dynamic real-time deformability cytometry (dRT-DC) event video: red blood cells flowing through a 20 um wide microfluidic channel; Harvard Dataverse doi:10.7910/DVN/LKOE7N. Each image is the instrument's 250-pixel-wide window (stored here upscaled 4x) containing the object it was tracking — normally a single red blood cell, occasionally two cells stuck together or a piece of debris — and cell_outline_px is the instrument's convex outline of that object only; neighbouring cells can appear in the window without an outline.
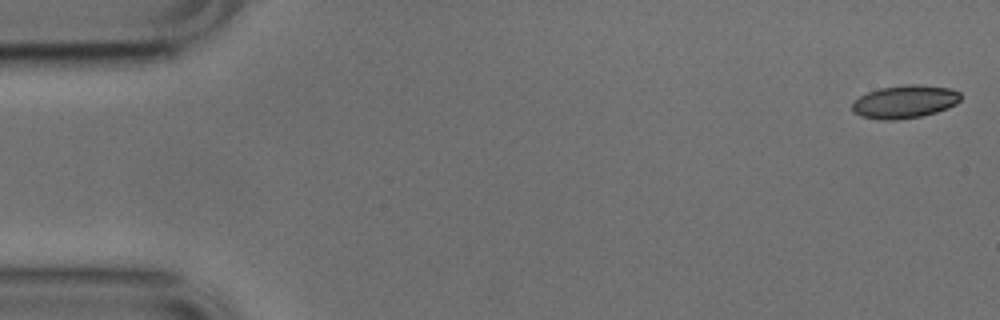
{"species": "common noctule bat (a hibernating species)", "species_latin": "Nyctalus noctula", "temperature_condition": "cold", "stored_images_in_passage": 52, "camera_frame_rate_fps": 3000, "um_per_image_px": 0.085, "animal": {"sex": "male", "body_mass_g": 17.9, "forearm_length_mm": 54.2}, "frame": {"image": 1, "passage_image": 1, "time_ms": 0.0, "image_size_px": [1000, 320], "cell_outline_px": [[960, 100], [956, 104], [948, 108], [936, 112], [920, 116], [896, 120], [880, 120], [860, 116], [852, 112], [852, 104], [860, 96], [868, 92], [880, 88], [904, 84], [920, 84], [952, 88], [960, 92]], "centroid_in_image_um": [76.91, 8.64], "position_along_channel_um": 8.1, "area_um2": 21.04}}
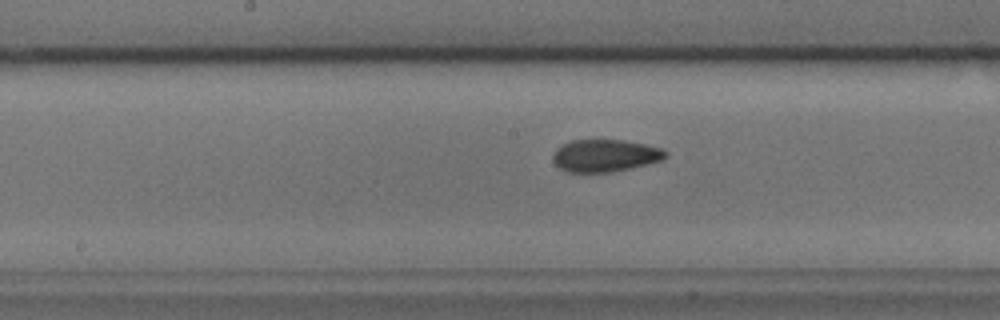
{"frame": {"image": 2, "passage_image": 26, "time_ms": 8.333, "image_size_px": [1000, 320], "cell_outline_px": [[668, 156], [660, 160], [612, 172], [568, 172], [560, 168], [552, 160], [552, 156], [556, 148], [572, 140], [624, 140], [644, 144], [660, 148], [668, 152]], "centroid_in_image_um": [51.4, 13.22], "position_along_channel_um": 196.8, "area_um2": 20.98}}
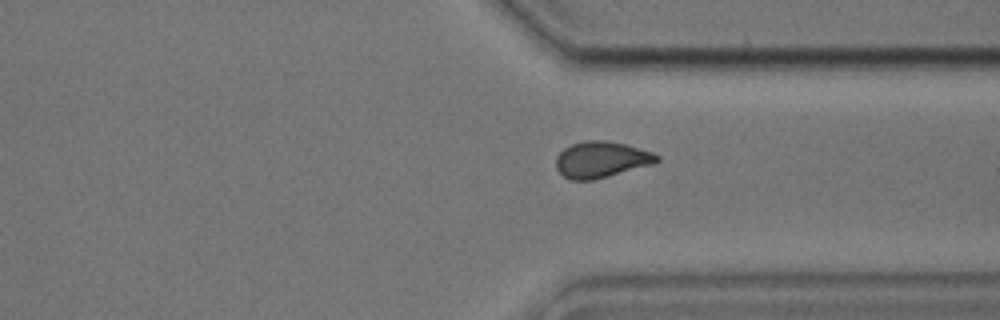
{"frame": {"image": 3, "passage_image": 39, "time_ms": 12.667, "image_size_px": [1000, 320], "cell_outline_px": [[660, 160], [652, 164], [608, 176], [592, 180], [572, 180], [564, 176], [556, 168], [556, 156], [564, 148], [572, 144], [584, 140], [604, 140], [628, 144], [652, 152], [660, 156]], "centroid_in_image_um": [51.11, 13.55], "position_along_channel_um": 360.3, "area_um2": 21.27}, "authors_computed_cell_mechanics": {"area_um2": 21.0103, "velocity_mm_per_s": 3.7824, "shape_relaxation_time_tau1_ms": 10.65, "shape_relaxation_time_tau2_ms": 1.5268, "deformation_change_tau1": 0.2152, "deformation_change_tau2": 0.0629}}